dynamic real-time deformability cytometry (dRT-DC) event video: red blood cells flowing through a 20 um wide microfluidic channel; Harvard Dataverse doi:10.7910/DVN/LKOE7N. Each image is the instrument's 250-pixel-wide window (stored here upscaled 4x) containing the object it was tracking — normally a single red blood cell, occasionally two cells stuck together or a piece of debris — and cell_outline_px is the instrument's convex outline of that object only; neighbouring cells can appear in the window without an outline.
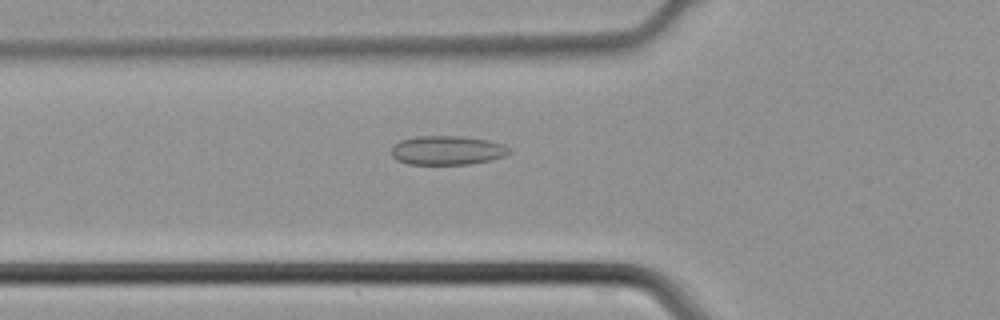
{"species": "common noctule bat (a hibernating species)", "species_latin": "Nyctalus noctula", "temperature_condition": "cold", "stored_images_in_passage": 45, "camera_frame_rate_fps": 3000, "um_per_image_px": 0.085, "animal": {"sex": "male", "body_mass_g": 21.5, "forearm_length_mm": 52.0}, "frame": {"image": 1, "passage_image": 16, "time_ms": 5.0, "image_size_px": [1000, 320], "cell_outline_px": [[512, 152], [504, 156], [492, 160], [472, 164], [408, 164], [396, 160], [392, 156], [392, 144], [400, 140], [416, 136], [464, 136], [488, 140], [504, 144]], "centroid_in_image_um": [38.01, 12.77], "position_along_channel_um": 87.8, "area_um2": 20.23}}
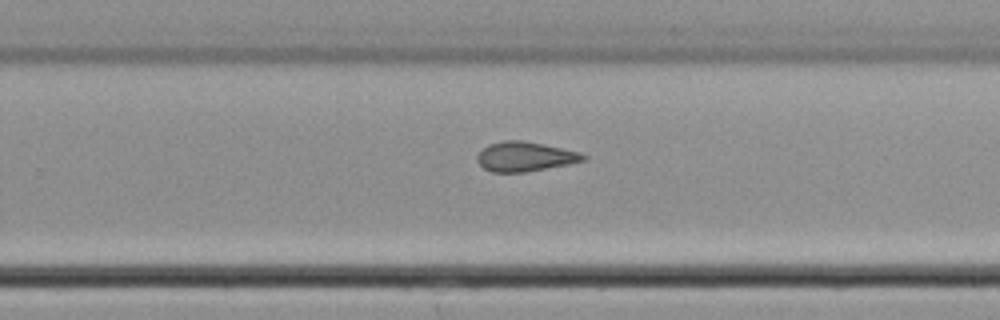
{"frame": {"image": 2, "passage_image": 29, "time_ms": 9.333, "image_size_px": [1000, 320], "cell_outline_px": [[588, 156], [584, 160], [568, 164], [524, 172], [492, 172], [484, 168], [476, 160], [476, 156], [488, 144], [504, 140], [524, 140], [544, 144], [580, 152]], "centroid_in_image_um": [44.61, 13.3], "position_along_channel_um": 285.2, "area_um2": 18.21}}
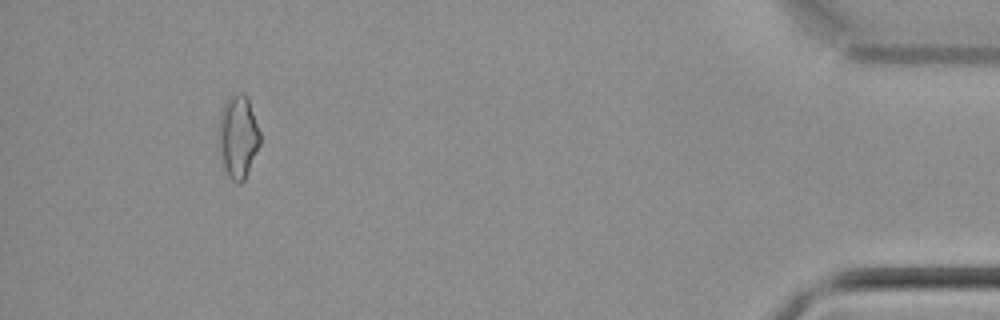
{"frame": {"image": 3, "passage_image": 42, "time_ms": 13.667, "image_size_px": [1000, 320], "cell_outline_px": [[260, 144], [244, 180], [240, 184], [232, 180], [228, 176], [224, 168], [220, 152], [220, 112], [224, 100], [232, 92], [244, 92], [248, 96], [260, 132]], "centroid_in_image_um": [20.25, 11.54], "position_along_channel_um": 415.0, "area_um2": 20.06}}